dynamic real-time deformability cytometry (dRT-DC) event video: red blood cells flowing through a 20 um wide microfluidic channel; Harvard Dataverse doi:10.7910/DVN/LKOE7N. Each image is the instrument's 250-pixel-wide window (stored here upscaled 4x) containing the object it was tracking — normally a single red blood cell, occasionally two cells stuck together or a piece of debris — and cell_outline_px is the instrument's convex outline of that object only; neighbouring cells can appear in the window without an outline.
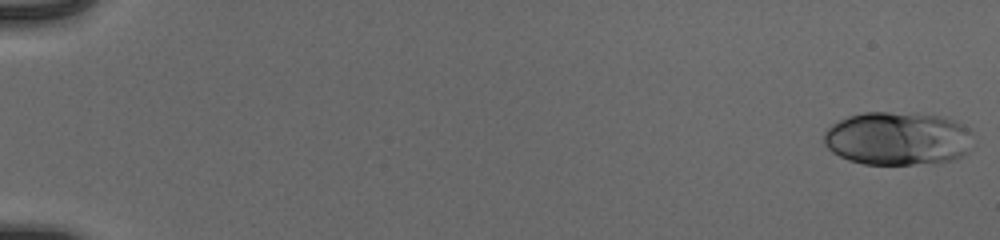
{"species": "human", "species_latin": "Homo sapiens", "temperature_condition": "cold", "stored_images_in_passage": 53, "camera_frame_rate_fps": 3000, "um_per_image_px": 0.085, "donor": {"sex": "male"}, "frame": {"image": 1, "passage_image": 1, "time_ms": 0.0, "image_size_px": [1000, 240], "cell_outline_px": [[972, 132], [968, 152], [964, 156], [952, 160], [912, 164], [864, 164], [848, 160], [832, 152], [824, 144], [824, 132], [832, 124], [848, 116], [864, 112], [888, 112], [944, 116], [968, 128]], "centroid_in_image_um": [76.28, 11.77], "position_along_channel_um": 8.7, "area_um2": 46.36}}
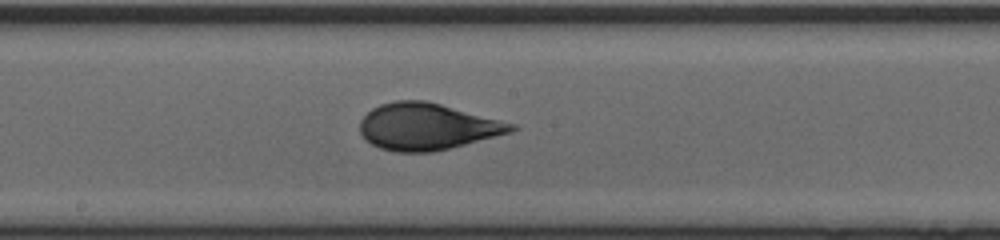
{"frame": {"image": 2, "passage_image": 31, "time_ms": 10.0, "image_size_px": [1000, 240], "cell_outline_px": [[520, 128], [512, 132], [432, 152], [396, 152], [380, 148], [364, 140], [360, 132], [360, 120], [372, 108], [380, 104], [396, 100], [424, 100], [440, 104], [516, 124]], "centroid_in_image_um": [36.28, 10.76], "position_along_channel_um": 211.9, "area_um2": 40.98}}
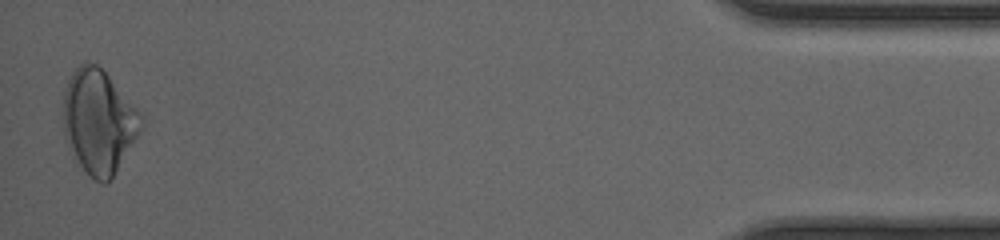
{"frame": {"image": 3, "passage_image": 53, "time_ms": 17.333, "image_size_px": [1000, 240], "cell_outline_px": [[144, 124], [140, 132], [112, 180], [108, 184], [100, 184], [76, 164], [72, 160], [68, 148], [64, 132], [64, 88], [72, 72], [84, 60], [88, 60], [96, 64], [108, 76], [144, 116]], "centroid_in_image_um": [8.39, 10.39], "position_along_channel_um": 426.8, "area_um2": 47.8}, "authors_computed_cell_mechanics": {"area_um2": 41.9628, "velocity_mm_per_s": 3.9692, "shape_relaxation_time_tau1_ms": 8.0973, "shape_relaxation_time_tau2_ms": null, "deformation_change_tau1": 0.2352, "deformation_change_tau2": null}}